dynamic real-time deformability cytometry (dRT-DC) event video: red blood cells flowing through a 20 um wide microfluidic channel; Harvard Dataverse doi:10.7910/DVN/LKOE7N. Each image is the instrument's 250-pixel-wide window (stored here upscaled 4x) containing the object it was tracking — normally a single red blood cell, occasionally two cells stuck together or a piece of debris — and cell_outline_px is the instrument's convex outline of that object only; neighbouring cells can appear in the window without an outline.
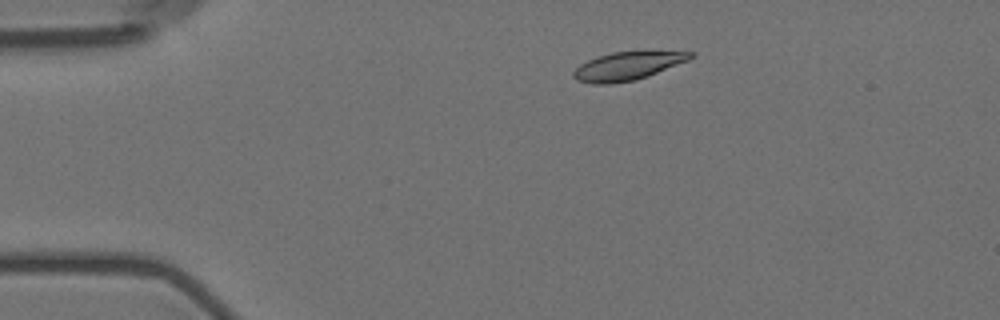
{"species": "Egyptian fruit bat (a non-hibernating species)", "species_latin": "Rousettus aegyptiacus", "temperature_condition": "room temperature", "stored_images_in_passage": 48, "camera_frame_rate_fps": 3000, "um_per_image_px": 0.085, "animal": {"sex": "female"}, "frame": {"image": 1, "passage_image": 2, "time_ms": 0.333, "image_size_px": [1000, 320], "cell_outline_px": [[696, 56], [688, 60], [656, 72], [632, 80], [608, 84], [592, 84], [576, 80], [572, 76], [572, 72], [580, 64], [596, 56], [612, 52], [696, 52]], "centroid_in_image_um": [53.26, 5.61], "position_along_channel_um": 31.7, "area_um2": 18.79}}
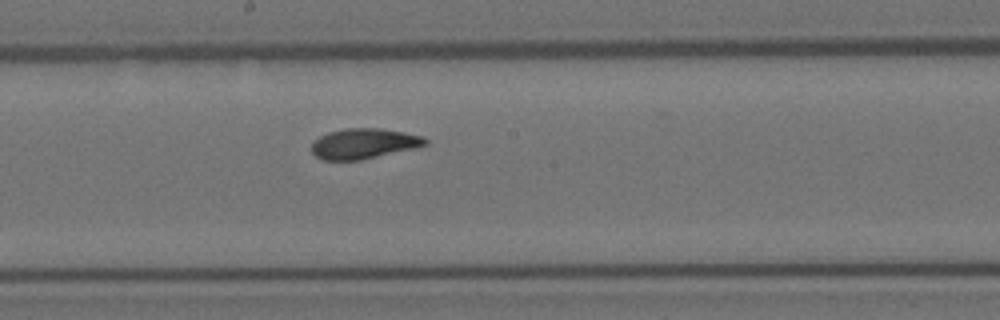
{"frame": {"image": 2, "passage_image": 22, "time_ms": 7.0, "image_size_px": [1000, 320], "cell_outline_px": [[428, 144], [416, 148], [360, 160], [324, 160], [316, 156], [312, 152], [312, 144], [320, 136], [328, 132], [344, 128], [380, 128], [404, 132], [424, 136], [428, 140]], "centroid_in_image_um": [30.96, 12.2], "position_along_channel_um": 217.2, "area_um2": 20.11}}
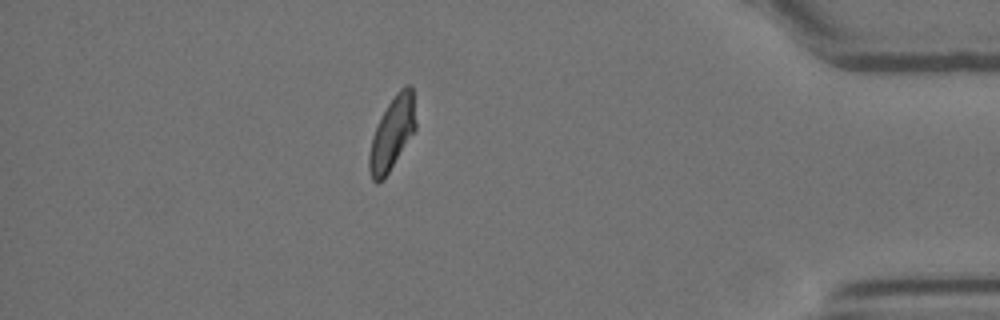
{"frame": {"image": 3, "passage_image": 41, "time_ms": 13.333, "image_size_px": [1000, 320], "cell_outline_px": [[416, 128], [384, 180], [376, 184], [372, 180], [368, 168], [368, 156], [372, 136], [388, 104], [396, 92], [400, 88], [408, 84], [412, 88], [416, 120]], "centroid_in_image_um": [33.32, 11.38], "position_along_channel_um": 401.9, "area_um2": 19.59}, "authors_computed_cell_mechanics": {"area_um2": 20.0566, "velocity_mm_per_s": 3.5622, "shape_relaxation_time_tau1_ms": 4.5878, "shape_relaxation_time_tau2_ms": 1.8175, "deformation_change_tau1": 0.1421, "deformation_change_tau2": 0.0714}}